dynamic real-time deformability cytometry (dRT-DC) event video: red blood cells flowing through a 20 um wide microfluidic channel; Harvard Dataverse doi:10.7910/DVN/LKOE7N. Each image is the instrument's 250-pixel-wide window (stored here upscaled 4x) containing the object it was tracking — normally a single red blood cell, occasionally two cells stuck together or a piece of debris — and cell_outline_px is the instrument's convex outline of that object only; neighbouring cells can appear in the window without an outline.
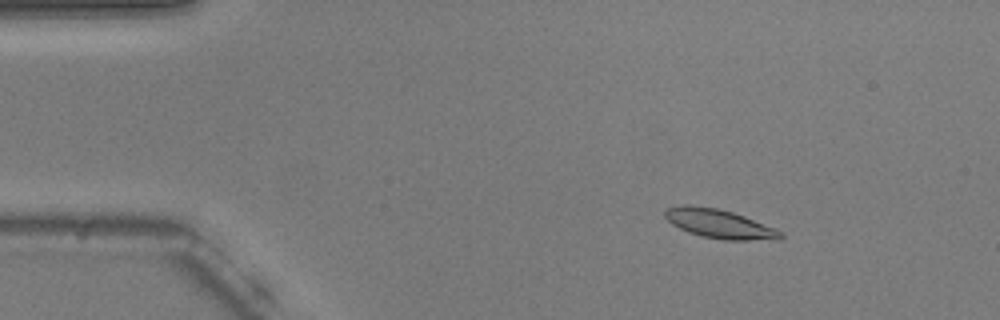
{"species": "common noctule bat (a hibernating species)", "species_latin": "Nyctalus noctula", "temperature_condition": "warm", "stored_images_in_passage": 55, "camera_frame_rate_fps": 3000, "um_per_image_px": 0.085, "animal": {"sex": "male", "body_mass_g": 20.5, "forearm_length_mm": 52.5}, "frame": {"image": 1, "passage_image": 8, "time_ms": 2.333, "image_size_px": [1000, 320], "cell_outline_px": [[784, 236], [780, 240], [724, 240], [704, 236], [688, 232], [672, 224], [664, 216], [664, 212], [668, 208], [684, 204], [688, 204], [716, 208], [732, 212], [744, 216], [776, 228], [784, 232]], "centroid_in_image_um": [61.2, 19.03], "position_along_channel_um": 23.8, "area_um2": 19.59}}
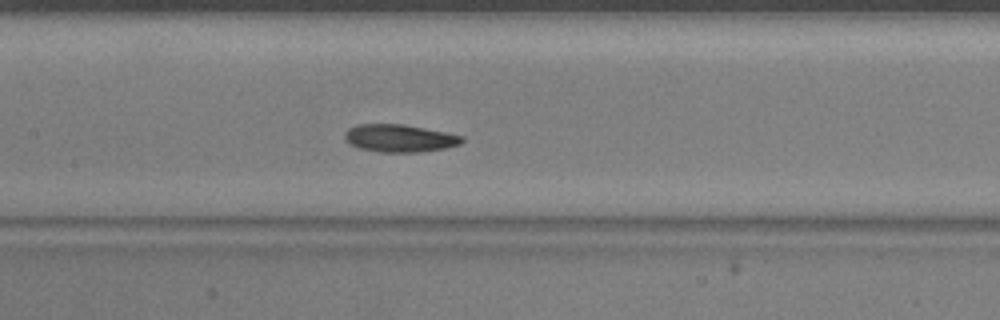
{"frame": {"image": 2, "passage_image": 26, "time_ms": 8.333, "image_size_px": [1000, 320], "cell_outline_px": [[464, 140], [460, 144], [448, 148], [416, 152], [380, 152], [360, 148], [344, 140], [344, 132], [348, 128], [356, 124], [404, 124], [464, 136]], "centroid_in_image_um": [33.95, 11.74], "position_along_channel_um": 173.4, "area_um2": 18.9}}
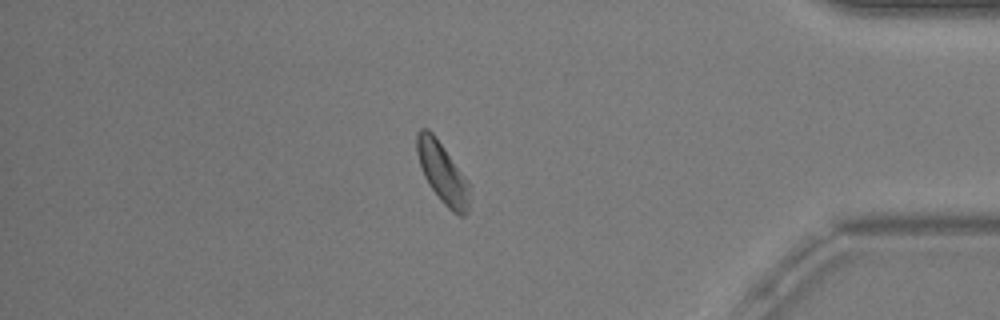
{"frame": {"image": 3, "passage_image": 47, "time_ms": 15.333, "image_size_px": [1000, 320], "cell_outline_px": [[468, 212], [464, 216], [460, 216], [452, 212], [440, 200], [428, 184], [424, 176], [416, 152], [416, 132], [420, 128], [428, 128], [432, 132], [468, 180]], "centroid_in_image_um": [37.58, 14.68], "position_along_channel_um": 397.6, "area_um2": 18.5}, "authors_computed_cell_mechanics": {"area_um2": 18.6694, "velocity_mm_per_s": 3.6973, "shape_relaxation_time_tau1_ms": 3.5281, "shape_relaxation_time_tau2_ms": 3.4567, "deformation_change_tau1": 0.0916, "deformation_change_tau2": 0.0904}}